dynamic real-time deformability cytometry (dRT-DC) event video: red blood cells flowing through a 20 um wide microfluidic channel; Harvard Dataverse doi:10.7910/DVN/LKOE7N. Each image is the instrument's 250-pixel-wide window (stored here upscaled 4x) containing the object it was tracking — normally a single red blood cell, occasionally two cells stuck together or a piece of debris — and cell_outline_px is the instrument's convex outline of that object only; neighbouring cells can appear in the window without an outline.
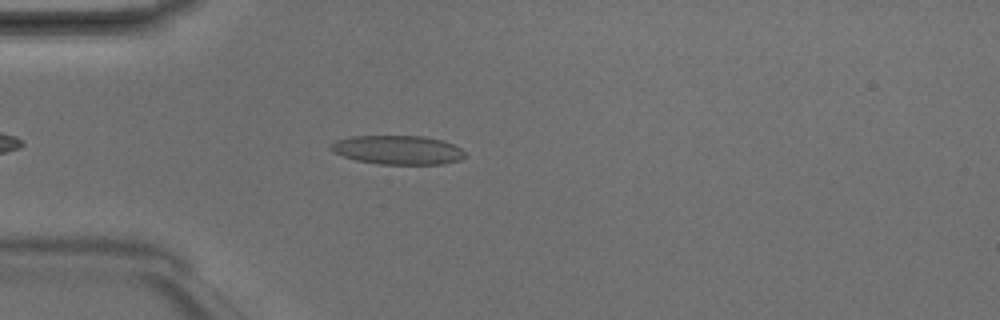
{"species": "Egyptian fruit bat (a non-hibernating species)", "species_latin": "Rousettus aegyptiacus", "temperature_condition": "room temperature", "stored_images_in_passage": 3, "camera_frame_rate_fps": 3000, "um_per_image_px": 0.085, "animal": {"sex": "male"}, "frame": {"image": 1, "passage_image": 3, "time_ms": 0.667, "image_size_px": [1000, 320], "cell_outline_px": [[468, 156], [460, 160], [444, 164], [380, 164], [356, 160], [344, 156], [336, 152], [332, 148], [332, 144], [336, 140], [352, 136], [424, 136], [440, 140], [452, 144], [468, 152]], "centroid_in_image_um": [33.9, 12.75], "position_along_channel_um": 51.1, "area_um2": 22.54}}